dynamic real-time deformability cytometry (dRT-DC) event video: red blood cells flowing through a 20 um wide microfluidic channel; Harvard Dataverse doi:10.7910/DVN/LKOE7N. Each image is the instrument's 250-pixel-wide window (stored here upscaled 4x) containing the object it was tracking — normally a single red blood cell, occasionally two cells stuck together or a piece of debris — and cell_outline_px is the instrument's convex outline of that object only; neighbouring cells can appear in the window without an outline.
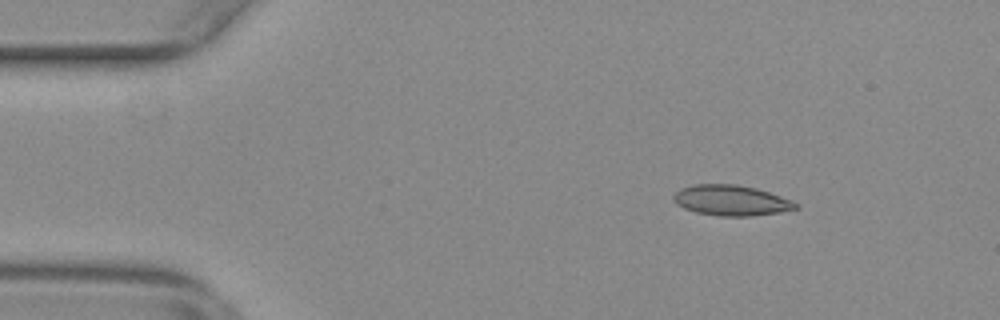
{"species": "common noctule bat (a hibernating species)", "species_latin": "Nyctalus noctula", "temperature_condition": "warm", "stored_images_in_passage": 15, "camera_frame_rate_fps": 3000, "um_per_image_px": 0.085, "animal": {"sex": "female", "body_mass_g": 29.2, "forearm_length_mm": 56.3}, "frame": {"image": 1, "passage_image": 7, "time_ms": 2.0, "image_size_px": [1000, 320], "cell_outline_px": [[800, 208], [780, 212], [752, 216], [720, 216], [696, 212], [684, 208], [676, 204], [672, 200], [672, 196], [680, 188], [692, 184], [736, 184], [756, 188], [792, 200], [800, 204]], "centroid_in_image_um": [62.15, 17.03], "position_along_channel_um": 22.9, "area_um2": 21.91}}
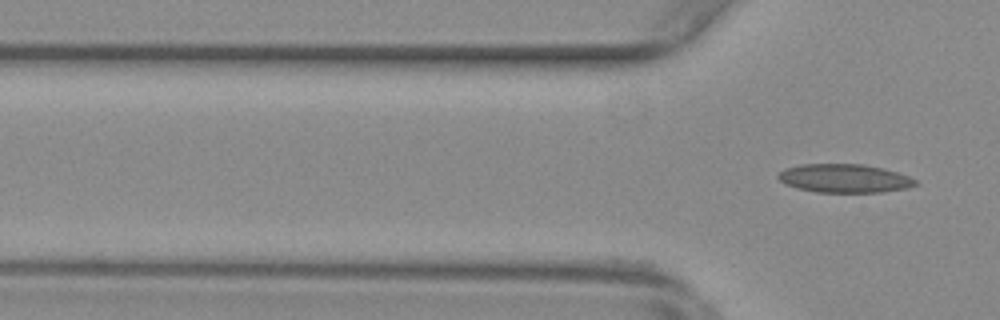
{"frame": {"image": 2, "passage_image": 15, "time_ms": 4.667, "image_size_px": [1000, 320], "cell_outline_px": [[916, 184], [908, 188], [880, 192], [816, 192], [796, 188], [780, 180], [776, 176], [784, 168], [800, 164], [864, 164], [896, 172], [908, 176], [916, 180]], "centroid_in_image_um": [71.74, 15.16], "position_along_channel_um": 54.1, "area_um2": 22.66}}